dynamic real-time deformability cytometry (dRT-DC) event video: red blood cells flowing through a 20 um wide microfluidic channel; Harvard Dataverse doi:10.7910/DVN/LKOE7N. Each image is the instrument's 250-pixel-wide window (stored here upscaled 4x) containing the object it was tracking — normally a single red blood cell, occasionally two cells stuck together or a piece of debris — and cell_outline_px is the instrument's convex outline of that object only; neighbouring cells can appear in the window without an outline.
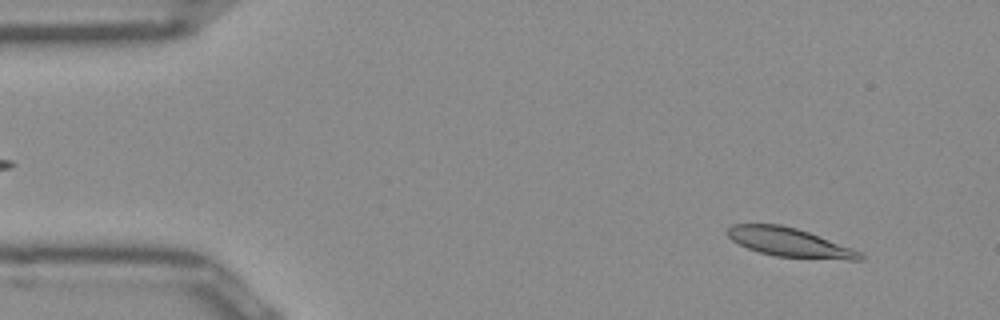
{"species": "Egyptian fruit bat (a non-hibernating species)", "species_latin": "Rousettus aegyptiacus", "temperature_condition": "room temperature", "stored_images_in_passage": 50, "camera_frame_rate_fps": 3000, "um_per_image_px": 0.085, "frame": {"image": 1, "passage_image": 4, "time_ms": 1.0, "image_size_px": [1000, 320], "cell_outline_px": [[864, 260], [848, 260], [776, 256], [760, 252], [748, 248], [732, 240], [724, 232], [732, 224], [780, 224], [796, 228], [808, 232], [852, 248], [860, 252], [864, 256]], "centroid_in_image_um": [67.1, 20.6], "position_along_channel_um": 17.9, "area_um2": 22.14}}
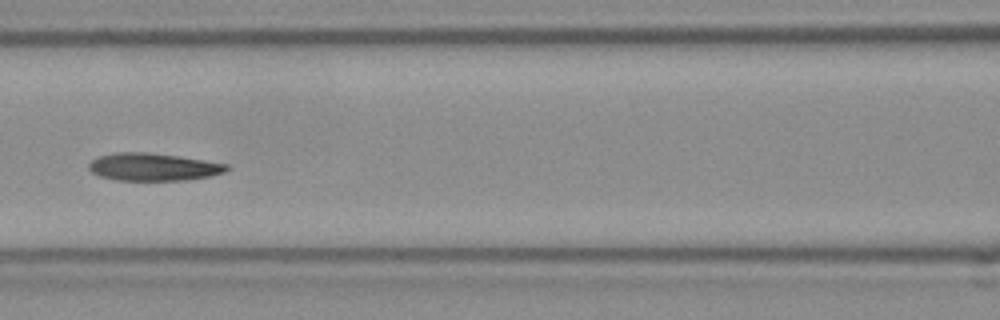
{"frame": {"image": 2, "passage_image": 21, "time_ms": 6.667, "image_size_px": [1000, 320], "cell_outline_px": [[232, 168], [224, 172], [212, 176], [184, 180], [116, 180], [100, 176], [92, 172], [88, 168], [88, 164], [92, 160], [100, 156], [116, 152], [148, 152], [204, 160], [228, 164]], "centroid_in_image_um": [13.04, 14.19], "position_along_channel_um": 153.6, "area_um2": 22.14}}
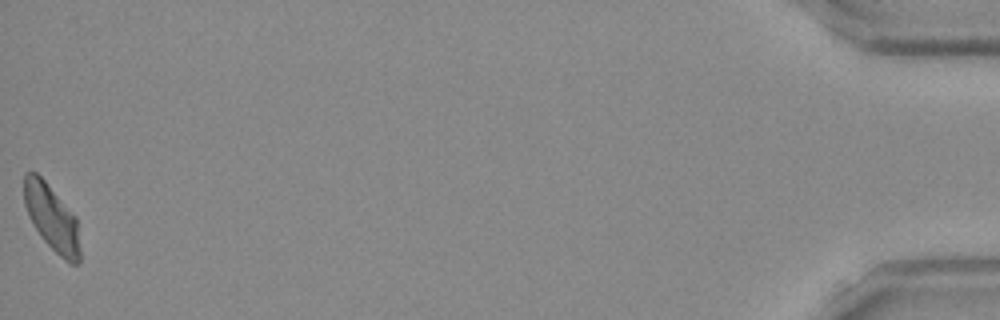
{"frame": {"image": 3, "passage_image": 50, "time_ms": 16.333, "image_size_px": [1000, 320], "cell_outline_px": [[80, 264], [72, 264], [64, 260], [44, 240], [36, 228], [24, 204], [24, 172], [36, 172], [44, 180], [76, 216], [80, 248]], "centroid_in_image_um": [4.42, 18.52], "position_along_channel_um": 430.8, "area_um2": 21.21}, "authors_computed_cell_mechanics": {"area_um2": 22.3686, "velocity_mm_per_s": 3.9361, "shape_relaxation_time_tau1_ms": 7.6332, "shape_relaxation_time_tau2_ms": 3.5303, "deformation_change_tau1": 0.1662, "deformation_change_tau2": 0.0997}}